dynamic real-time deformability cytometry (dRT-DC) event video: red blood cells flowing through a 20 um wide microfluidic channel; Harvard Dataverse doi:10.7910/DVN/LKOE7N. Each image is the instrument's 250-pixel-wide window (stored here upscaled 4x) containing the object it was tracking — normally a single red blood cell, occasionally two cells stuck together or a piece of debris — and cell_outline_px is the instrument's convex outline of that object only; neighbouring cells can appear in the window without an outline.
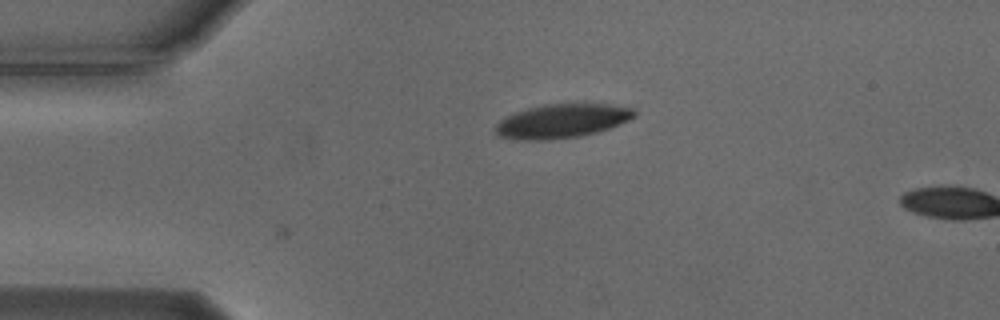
{"species": "Egyptian fruit bat (a non-hibernating species)", "species_latin": "Rousettus aegyptiacus", "temperature_condition": "cold", "stored_images_in_passage": 2, "camera_frame_rate_fps": 3000, "um_per_image_px": 0.085, "animal": {"sex": "male"}, "frame": {"image": 1, "passage_image": 2, "time_ms": 0.333, "image_size_px": [1000, 320], "cell_outline_px": [[636, 116], [620, 124], [596, 132], [580, 136], [548, 140], [524, 140], [496, 136], [496, 124], [504, 116], [528, 108], [544, 104], [608, 104], [632, 108], [636, 112]], "centroid_in_image_um": [47.74, 10.29], "position_along_channel_um": 37.3, "area_um2": 27.4}}